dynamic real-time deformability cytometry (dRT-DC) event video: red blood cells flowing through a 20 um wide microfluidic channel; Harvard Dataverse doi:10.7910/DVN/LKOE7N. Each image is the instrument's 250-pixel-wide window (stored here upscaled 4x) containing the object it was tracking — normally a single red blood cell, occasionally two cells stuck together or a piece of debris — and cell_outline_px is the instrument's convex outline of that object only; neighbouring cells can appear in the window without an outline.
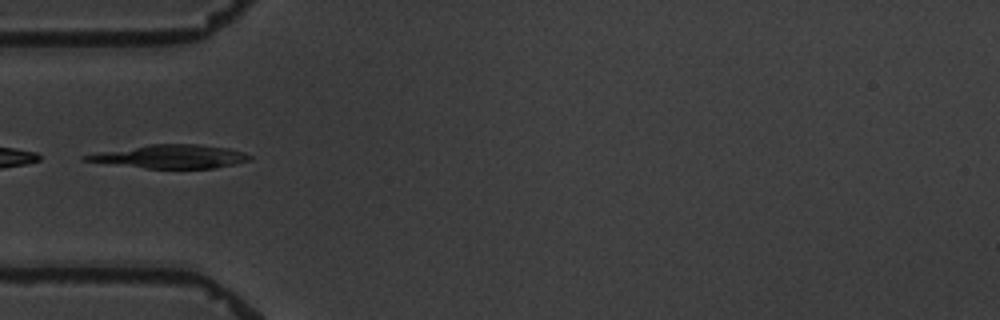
{"species": "common noctule bat (a hibernating species)", "species_latin": "Nyctalus noctula", "temperature_condition": "warm", "stored_images_in_passage": 14, "camera_frame_rate_fps": 3000, "um_per_image_px": 0.085, "animal": {"sex": "male", "body_mass_g": 19.5, "forearm_length_mm": 54.6}, "frame": {"image": 1, "passage_image": 4, "time_ms": 4.333, "image_size_px": [1000, 320], "cell_outline_px": [[252, 160], [236, 164], [216, 168], [144, 168], [80, 160], [80, 156], [100, 152], [148, 144], [200, 144], [228, 148], [244, 152], [252, 156]], "centroid_in_image_um": [14.52, 13.3], "position_along_channel_um": 70.5, "area_um2": 22.48}}
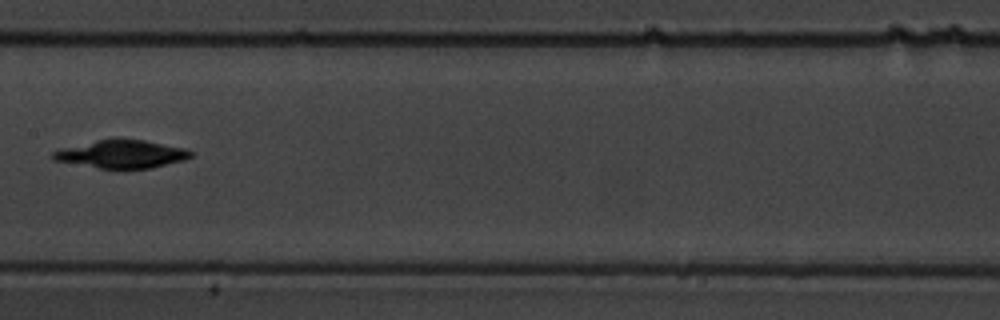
{"frame": {"image": 2, "passage_image": 7, "time_ms": 8.0, "image_size_px": [1000, 320], "cell_outline_px": [[192, 156], [184, 160], [152, 168], [100, 168], [52, 160], [48, 156], [52, 152], [60, 148], [96, 140], [116, 136], [144, 140], [184, 148], [192, 152]], "centroid_in_image_um": [10.27, 13.07], "position_along_channel_um": 197.1, "area_um2": 22.89}}
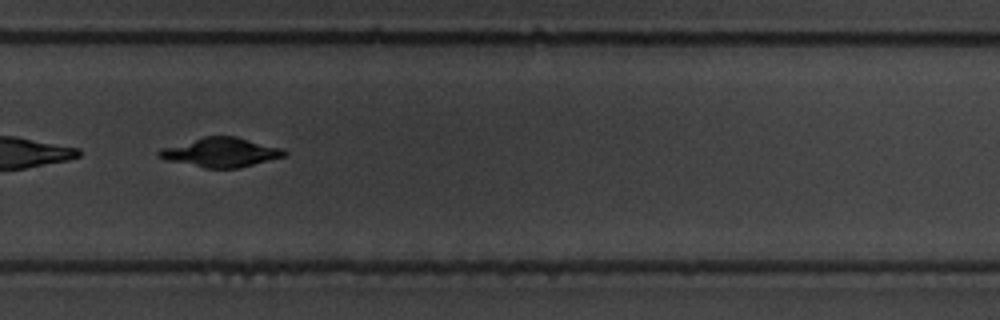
{"frame": {"image": 3, "passage_image": 10, "time_ms": 11.333, "image_size_px": [1000, 320], "cell_outline_px": [[288, 152], [284, 156], [240, 168], [204, 168], [168, 160], [156, 156], [156, 152], [160, 148], [204, 136], [236, 136], [284, 148]], "centroid_in_image_um": [18.77, 12.94], "position_along_channel_um": 311.0, "area_um2": 21.5}}